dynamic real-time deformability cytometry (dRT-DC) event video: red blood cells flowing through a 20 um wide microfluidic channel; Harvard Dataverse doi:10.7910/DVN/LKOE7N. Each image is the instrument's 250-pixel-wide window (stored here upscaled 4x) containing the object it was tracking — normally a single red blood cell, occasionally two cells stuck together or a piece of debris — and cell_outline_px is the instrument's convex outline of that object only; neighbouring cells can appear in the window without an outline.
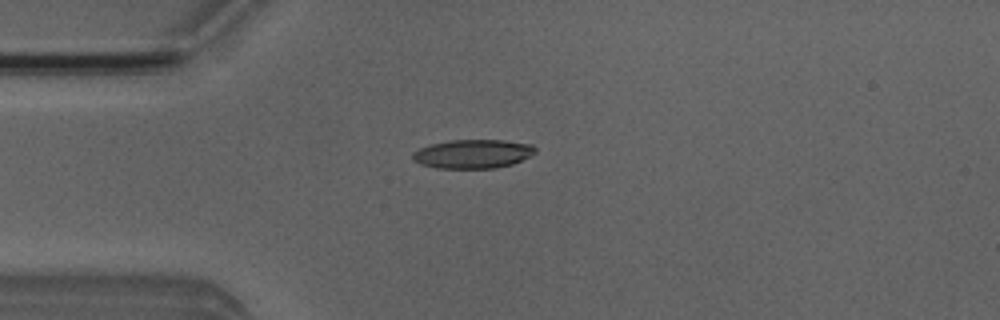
{"species": "Egyptian fruit bat (a non-hibernating species)", "species_latin": "Rousettus aegyptiacus", "temperature_condition": "room temperature", "stored_images_in_passage": 5, "camera_frame_rate_fps": 3000, "um_per_image_px": 0.085, "animal": {"sex": "male"}, "frame": {"image": 1, "passage_image": 4, "time_ms": 3.333, "image_size_px": [1000, 320], "cell_outline_px": [[536, 152], [512, 164], [496, 168], [436, 168], [420, 164], [412, 160], [412, 152], [420, 148], [432, 144], [452, 140], [504, 140], [532, 144], [536, 148]], "centroid_in_image_um": [40.18, 13.08], "position_along_channel_um": 44.8, "area_um2": 20.58}}